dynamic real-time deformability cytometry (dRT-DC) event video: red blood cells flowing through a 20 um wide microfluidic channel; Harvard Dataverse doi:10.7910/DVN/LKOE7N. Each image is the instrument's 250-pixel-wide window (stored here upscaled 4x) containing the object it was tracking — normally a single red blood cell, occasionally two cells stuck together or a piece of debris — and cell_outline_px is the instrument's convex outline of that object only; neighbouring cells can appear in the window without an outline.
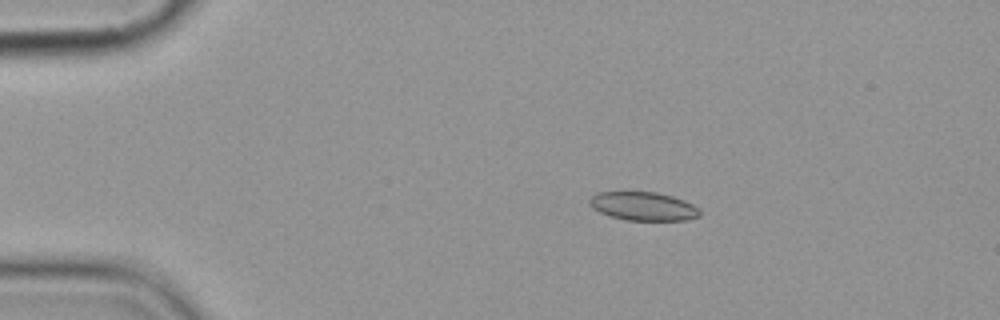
{"species": "common noctule bat (a hibernating species)", "species_latin": "Nyctalus noctula", "temperature_condition": "cold", "stored_images_in_passage": 3, "camera_frame_rate_fps": 3000, "um_per_image_px": 0.085, "animal": {"sex": "female", "body_mass_g": 19.9}, "frame": {"image": 1, "passage_image": 1, "time_ms": 0.0, "image_size_px": [1000, 320], "cell_outline_px": [[700, 216], [688, 220], [624, 220], [600, 212], [592, 208], [588, 204], [588, 200], [596, 192], [656, 192], [672, 196], [684, 200], [700, 208]], "centroid_in_image_um": [54.68, 17.53], "position_along_channel_um": 30.3, "area_um2": 18.44}}
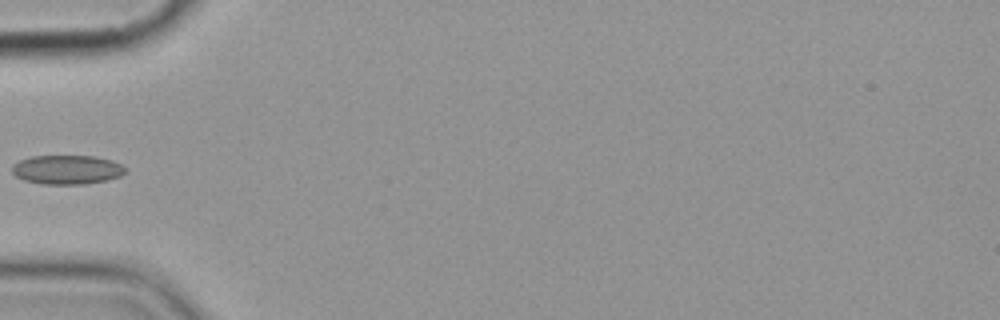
{"frame": {"image": 2, "passage_image": 3, "time_ms": 3.0, "image_size_px": [1000, 320], "cell_outline_px": [[128, 172], [120, 176], [108, 180], [84, 184], [44, 184], [24, 180], [16, 176], [12, 172], [12, 164], [20, 160], [32, 156], [92, 156], [112, 160], [128, 168]], "centroid_in_image_um": [5.73, 14.42], "position_along_channel_um": 79.3, "area_um2": 19.36}}